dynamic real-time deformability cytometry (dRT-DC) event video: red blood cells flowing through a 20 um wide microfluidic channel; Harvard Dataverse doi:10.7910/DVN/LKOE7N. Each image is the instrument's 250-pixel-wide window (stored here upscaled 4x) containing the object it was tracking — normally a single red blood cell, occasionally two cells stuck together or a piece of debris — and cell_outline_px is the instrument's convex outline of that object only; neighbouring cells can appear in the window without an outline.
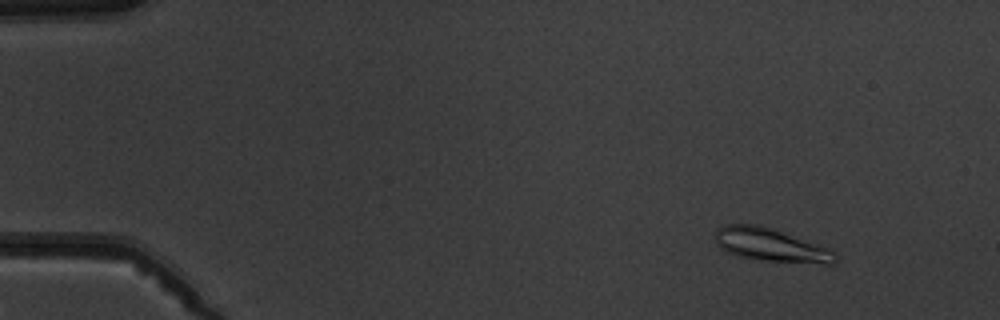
{"species": "common noctule bat (a hibernating species)", "species_latin": "Nyctalus noctula", "temperature_condition": "warm", "stored_images_in_passage": 6, "camera_frame_rate_fps": 3000, "um_per_image_px": 0.085, "animal": {"sex": "male", "body_mass_g": 19.5, "forearm_length_mm": 54.6}, "frame": {"image": 1, "passage_image": 2, "time_ms": 1.0, "image_size_px": [1000, 320], "cell_outline_px": [[836, 260], [832, 264], [824, 264], [764, 260], [740, 256], [728, 252], [720, 248], [716, 244], [716, 232], [720, 228], [728, 224], [760, 224], [772, 228], [816, 244], [832, 252]], "centroid_in_image_um": [65.46, 20.81], "position_along_channel_um": 19.5, "area_um2": 22.54}}